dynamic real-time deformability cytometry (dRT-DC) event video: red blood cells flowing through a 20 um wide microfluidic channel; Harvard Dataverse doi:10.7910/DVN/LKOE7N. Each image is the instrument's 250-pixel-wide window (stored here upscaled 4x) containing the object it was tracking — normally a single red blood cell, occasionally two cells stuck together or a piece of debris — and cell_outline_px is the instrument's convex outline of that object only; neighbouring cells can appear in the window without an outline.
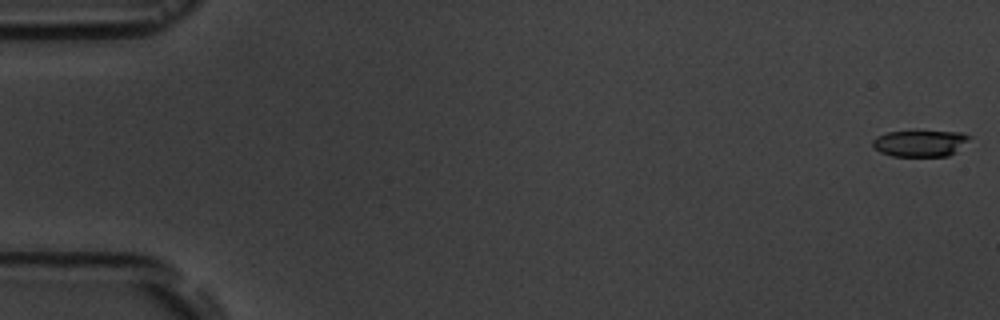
{"species": "common noctule bat (a hibernating species)", "species_latin": "Nyctalus noctula", "temperature_condition": "room temperature", "stored_images_in_passage": 6, "camera_frame_rate_fps": 3000, "um_per_image_px": 0.085, "animal": {"sex": "male", "body_mass_g": 19.5, "forearm_length_mm": 54.6}, "frame": {"image": 1, "passage_image": 1, "time_ms": 0.0, "image_size_px": [1000, 320], "cell_outline_px": [[972, 136], [968, 140], [948, 156], [892, 156], [880, 152], [872, 148], [872, 140], [876, 136], [888, 132], [912, 128], [964, 132]], "centroid_in_image_um": [78.16, 12.11], "position_along_channel_um": 6.8, "area_um2": 15.78}}
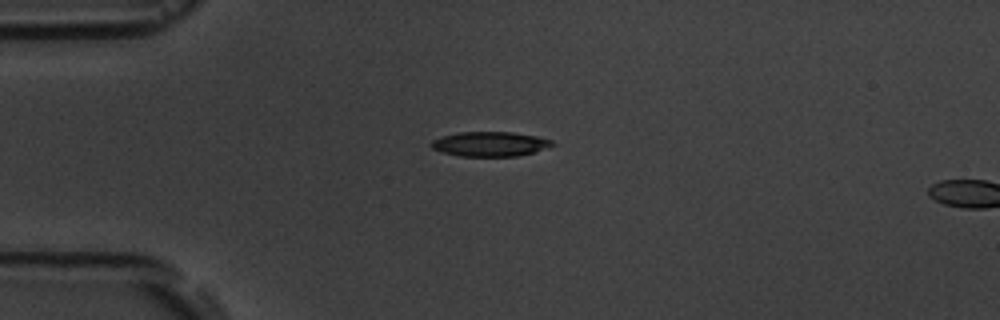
{"frame": {"image": 2, "passage_image": 5, "time_ms": 4.667, "image_size_px": [1000, 320], "cell_outline_px": [[556, 144], [532, 152], [516, 156], [460, 156], [444, 152], [432, 148], [428, 144], [432, 140], [440, 136], [456, 132], [512, 132], [536, 136], [552, 140]], "centroid_in_image_um": [41.6, 12.23], "position_along_channel_um": 43.4, "area_um2": 17.34}}